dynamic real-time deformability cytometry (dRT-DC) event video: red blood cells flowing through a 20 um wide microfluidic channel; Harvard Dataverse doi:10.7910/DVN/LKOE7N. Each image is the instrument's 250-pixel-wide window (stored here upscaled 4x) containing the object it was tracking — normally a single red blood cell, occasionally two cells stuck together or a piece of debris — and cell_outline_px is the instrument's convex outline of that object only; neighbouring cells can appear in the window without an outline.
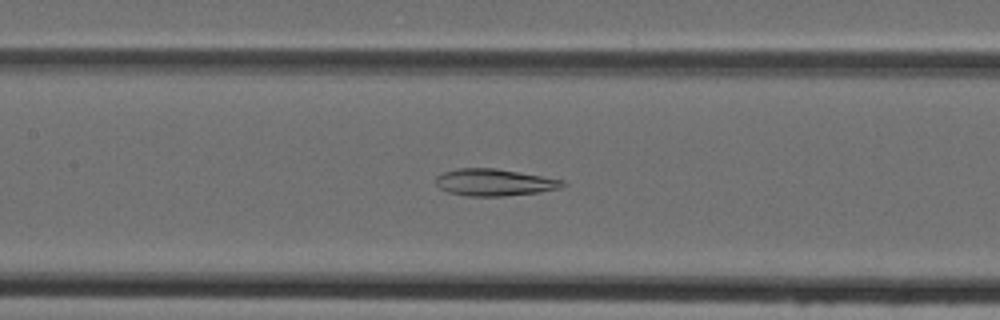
{"species": "Egyptian fruit bat (a non-hibernating species)", "species_latin": "Rousettus aegyptiacus", "temperature_condition": "cold", "stored_images_in_passage": 48, "camera_frame_rate_fps": 3000, "um_per_image_px": 0.085, "animal": {"sex": "female"}, "frame": {"image": 1, "passage_image": 22, "time_ms": 7.0, "image_size_px": [1000, 320], "cell_outline_px": [[568, 184], [560, 188], [540, 192], [504, 196], [468, 196], [448, 192], [440, 188], [436, 184], [436, 176], [444, 172], [460, 168], [496, 168], [564, 180]], "centroid_in_image_um": [42.04, 15.5], "position_along_channel_um": 165.4, "area_um2": 19.88}}
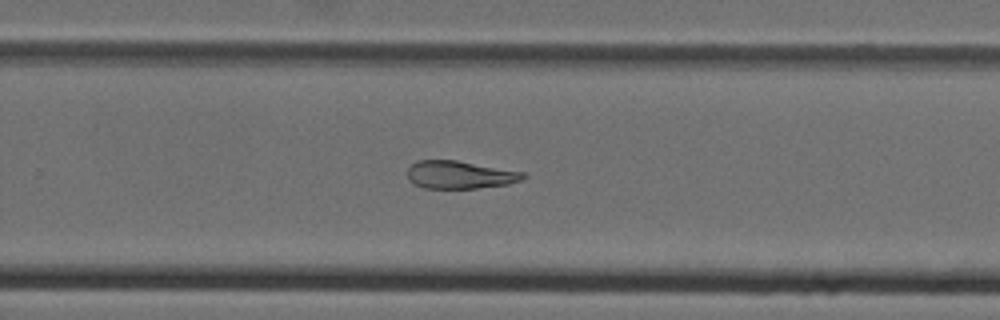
{"frame": {"image": 2, "passage_image": 31, "time_ms": 10.0, "image_size_px": [1000, 320], "cell_outline_px": [[528, 176], [524, 180], [508, 184], [476, 188], [424, 188], [408, 180], [408, 168], [412, 164], [420, 160], [456, 160], [524, 172]], "centroid_in_image_um": [39.12, 14.86], "position_along_channel_um": 290.7, "area_um2": 18.73}}
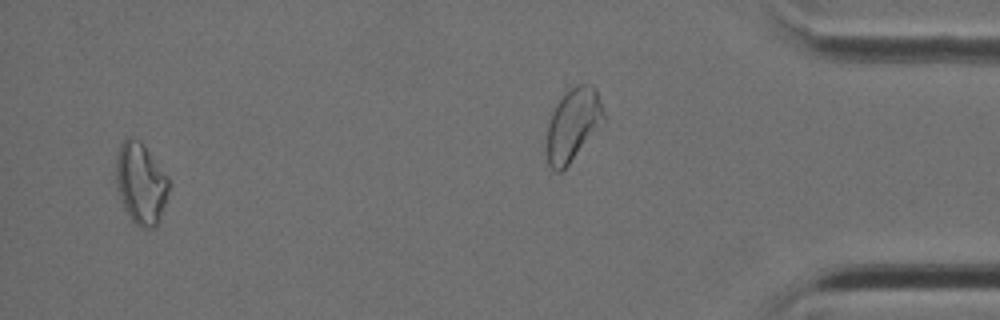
{"frame": {"image": 3, "passage_image": 46, "time_ms": 15.0, "image_size_px": [1000, 320], "cell_outline_px": [[168, 192], [160, 220], [156, 228], [140, 228], [132, 220], [120, 196], [116, 180], [116, 160], [120, 144], [124, 136], [128, 136], [140, 140], [144, 144], [168, 176]], "centroid_in_image_um": [11.98, 15.55], "position_along_channel_um": 423.2, "area_um2": 24.97}}